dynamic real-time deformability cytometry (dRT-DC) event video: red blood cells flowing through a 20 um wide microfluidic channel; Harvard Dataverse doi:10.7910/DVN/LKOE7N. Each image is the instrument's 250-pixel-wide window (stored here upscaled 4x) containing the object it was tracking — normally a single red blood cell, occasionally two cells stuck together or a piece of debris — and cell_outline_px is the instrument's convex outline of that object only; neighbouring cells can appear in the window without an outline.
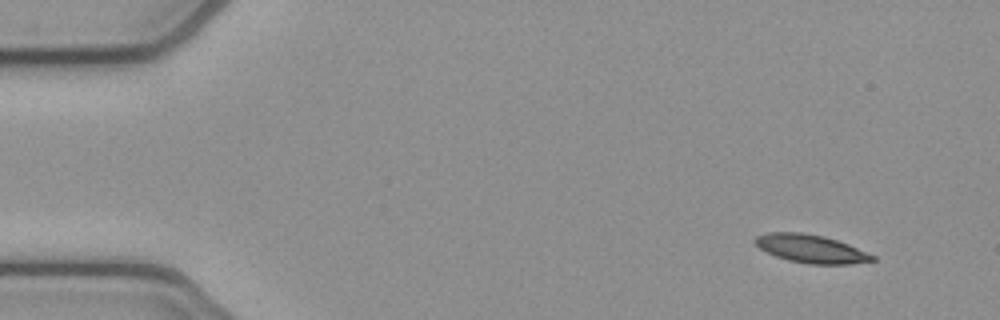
{"species": "common noctule bat (a hibernating species)", "species_latin": "Nyctalus noctula", "temperature_condition": "cold", "stored_images_in_passage": 50, "camera_frame_rate_fps": 3000, "um_per_image_px": 0.085, "animal": {"sex": "female", "body_mass_g": 21.9}, "frame": {"image": 1, "passage_image": 1, "time_ms": 0.0, "image_size_px": [1000, 320], "cell_outline_px": [[876, 260], [848, 264], [808, 264], [788, 260], [776, 256], [760, 248], [752, 240], [756, 236], [768, 232], [800, 232], [824, 236], [848, 244], [876, 256]], "centroid_in_image_um": [68.92, 21.14], "position_along_channel_um": 16.1, "area_um2": 19.19}}
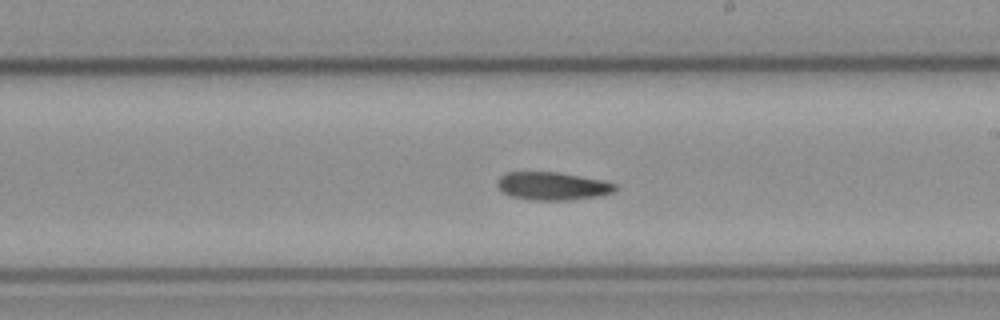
{"frame": {"image": 2, "passage_image": 27, "time_ms": 8.667, "image_size_px": [1000, 320], "cell_outline_px": [[616, 188], [612, 192], [600, 196], [568, 200], [532, 200], [512, 196], [504, 192], [496, 184], [496, 180], [504, 172], [560, 172], [604, 180], [616, 184]], "centroid_in_image_um": [46.96, 15.8], "position_along_channel_um": 242.0, "area_um2": 19.31}}
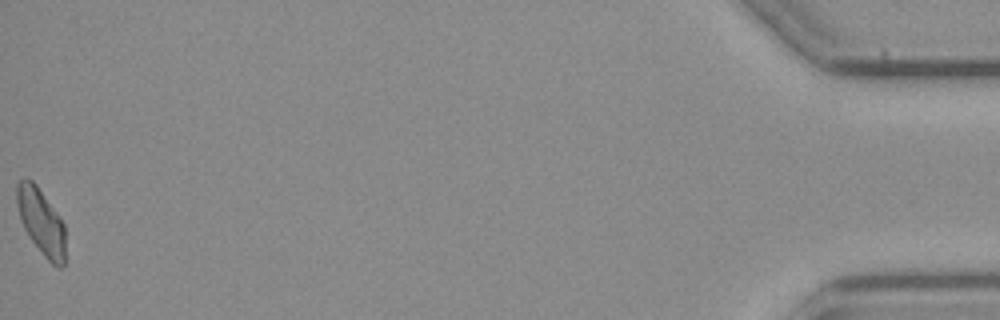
{"frame": {"image": 3, "passage_image": 50, "time_ms": 16.333, "image_size_px": [1000, 320], "cell_outline_px": [[64, 264], [60, 268], [52, 264], [44, 256], [28, 236], [20, 220], [16, 204], [16, 184], [24, 176], [28, 176], [36, 184], [64, 224]], "centroid_in_image_um": [3.45, 18.8], "position_along_channel_um": 431.7, "area_um2": 18.67}, "authors_computed_cell_mechanics": {"area_um2": 19.3052, "velocity_mm_per_s": 3.8446, "shape_relaxation_time_tau1_ms": null, "shape_relaxation_time_tau2_ms": 10.2799, "deformation_change_tau1": null, "deformation_change_tau2": 0.1974}}